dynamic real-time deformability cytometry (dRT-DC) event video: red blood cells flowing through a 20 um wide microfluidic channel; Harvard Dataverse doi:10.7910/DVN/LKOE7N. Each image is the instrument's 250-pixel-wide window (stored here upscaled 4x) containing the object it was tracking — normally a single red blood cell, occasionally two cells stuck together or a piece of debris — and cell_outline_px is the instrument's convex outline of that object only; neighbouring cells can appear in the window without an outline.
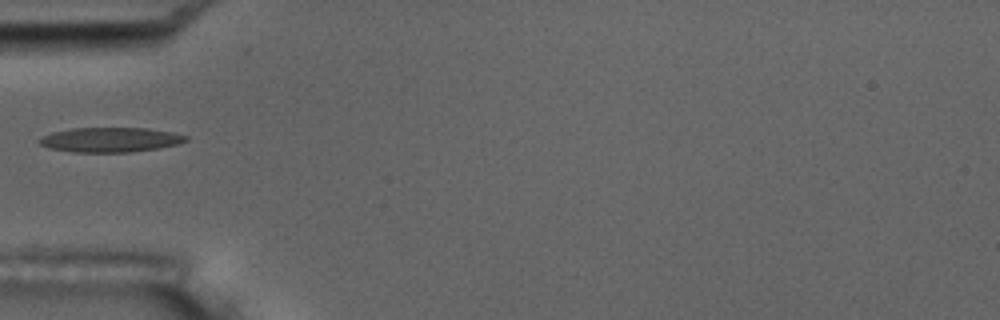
{"species": "common noctule bat (a hibernating species)", "species_latin": "Nyctalus noctula", "temperature_condition": "room temperature", "stored_images_in_passage": 6, "camera_frame_rate_fps": 3000, "um_per_image_px": 0.085, "animal": {"sex": "male", "body_mass_g": 17.5, "forearm_length_mm": 52.3}, "frame": {"image": 1, "passage_image": 5, "time_ms": 5.667, "image_size_px": [1000, 320], "cell_outline_px": [[188, 140], [176, 144], [160, 148], [128, 152], [72, 152], [48, 148], [40, 144], [36, 140], [40, 136], [52, 132], [72, 128], [148, 128], [172, 132], [188, 136]], "centroid_in_image_um": [9.33, 11.87], "position_along_channel_um": 75.7, "area_um2": 21.21}}